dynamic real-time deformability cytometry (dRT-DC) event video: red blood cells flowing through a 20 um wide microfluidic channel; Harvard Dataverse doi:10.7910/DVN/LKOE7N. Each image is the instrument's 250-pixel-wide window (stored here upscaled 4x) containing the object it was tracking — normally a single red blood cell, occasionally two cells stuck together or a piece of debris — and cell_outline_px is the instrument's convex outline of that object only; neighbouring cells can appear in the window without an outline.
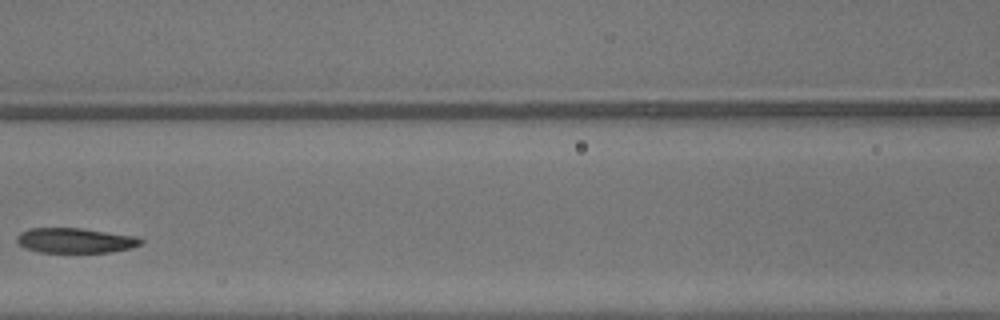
{"species": "common noctule bat (a hibernating species)", "species_latin": "Nyctalus noctula", "temperature_condition": "warm", "stored_images_in_passage": 3, "camera_frame_rate_fps": 3000, "um_per_image_px": 0.085, "animal": {"sex": "male", "body_mass_g": 13.3}, "frame": {"image": 1, "passage_image": 3, "time_ms": 0.667, "image_size_px": [1000, 320], "cell_outline_px": [[144, 244], [132, 248], [112, 252], [40, 252], [24, 248], [16, 240], [16, 236], [20, 232], [28, 228], [80, 228], [136, 236], [144, 240]], "centroid_in_image_um": [6.42, 20.44], "position_along_channel_um": 160.2, "area_um2": 18.21}}